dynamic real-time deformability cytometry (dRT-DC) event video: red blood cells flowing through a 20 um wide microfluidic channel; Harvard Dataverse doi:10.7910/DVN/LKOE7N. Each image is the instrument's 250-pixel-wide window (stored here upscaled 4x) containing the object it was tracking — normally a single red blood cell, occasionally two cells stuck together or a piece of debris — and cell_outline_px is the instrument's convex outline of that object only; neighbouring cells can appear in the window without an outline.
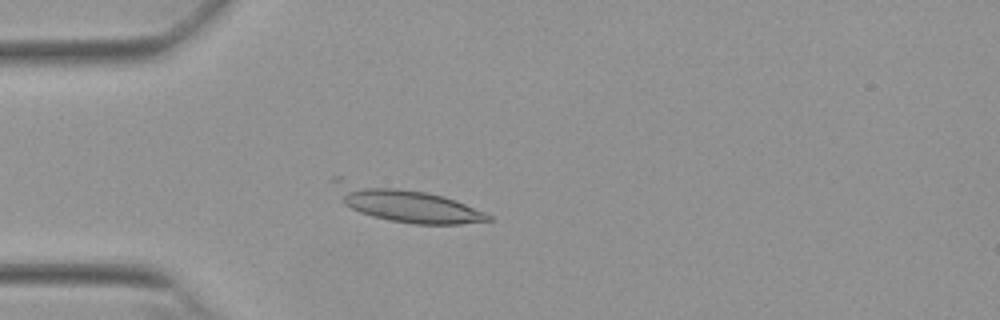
{"species": "Egyptian fruit bat (a non-hibernating species)", "species_latin": "Rousettus aegyptiacus", "temperature_condition": "warm", "stored_images_in_passage": 27, "camera_frame_rate_fps": 3000, "um_per_image_px": 0.085, "animal": {"sex": "female"}, "frame": {"image": 1, "passage_image": 13, "time_ms": 4.0, "image_size_px": [1000, 320], "cell_outline_px": [[492, 220], [460, 224], [412, 224], [372, 216], [360, 212], [344, 204], [332, 180], [332, 176], [340, 176], [424, 192], [444, 196], [484, 212], [492, 216]], "centroid_in_image_um": [34.4, 17.33], "position_along_channel_um": 50.6, "area_um2": 30.63}}
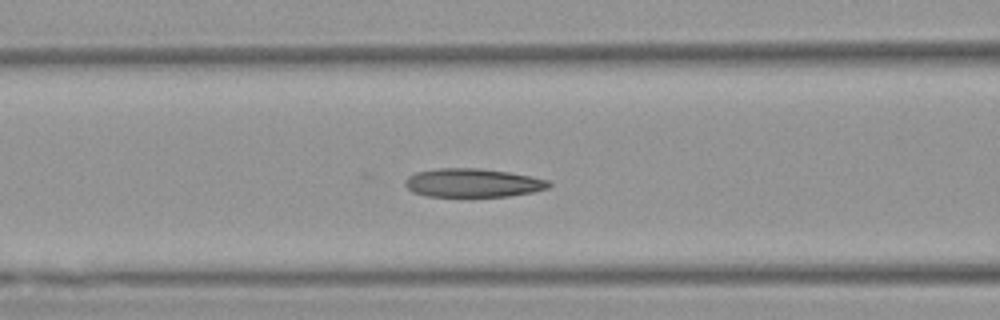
{"frame": {"image": 2, "passage_image": 20, "time_ms": 6.333, "image_size_px": [1000, 320], "cell_outline_px": [[552, 184], [548, 188], [532, 192], [508, 196], [428, 196], [412, 192], [404, 184], [404, 180], [408, 176], [416, 172], [440, 168], [480, 168], [508, 172], [548, 180]], "centroid_in_image_um": [40.16, 15.54], "position_along_channel_um": 126.4, "area_um2": 23.81}}
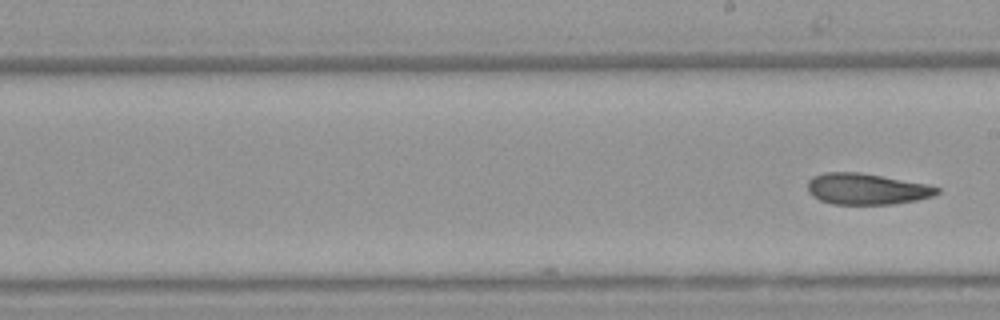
{"frame": {"image": 3, "passage_image": 27, "time_ms": 8.667, "image_size_px": [1000, 320], "cell_outline_px": [[940, 192], [932, 196], [916, 200], [892, 204], [832, 204], [820, 200], [812, 196], [808, 192], [808, 180], [812, 176], [824, 172], [860, 172], [928, 184], [940, 188]], "centroid_in_image_um": [73.64, 16.05], "position_along_channel_um": 215.4, "area_um2": 23.58}}